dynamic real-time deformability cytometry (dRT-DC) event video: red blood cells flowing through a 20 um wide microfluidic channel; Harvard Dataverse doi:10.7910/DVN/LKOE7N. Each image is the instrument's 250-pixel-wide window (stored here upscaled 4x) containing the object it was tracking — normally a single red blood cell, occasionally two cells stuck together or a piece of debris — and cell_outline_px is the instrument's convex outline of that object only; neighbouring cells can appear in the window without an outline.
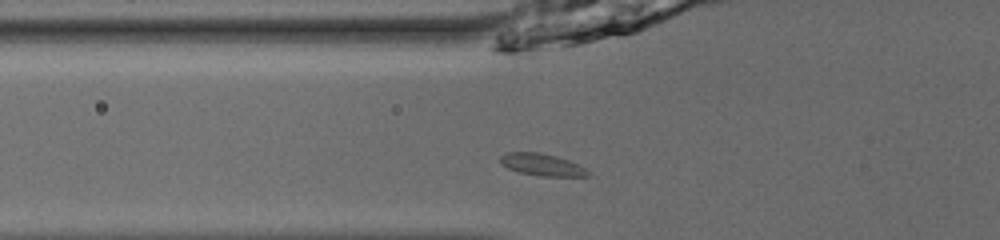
{"species": "common noctule bat (a hibernating species)", "species_latin": "Nyctalus noctula", "temperature_condition": "room temperature", "stored_images_in_passage": 34, "camera_frame_rate_fps": 3000, "um_per_image_px": 0.085, "animal": {"sex": "male", "body_mass_g": 13.0, "forearm_length_mm": 53.1}, "frame": {"image": 1, "passage_image": 2, "time_ms": 0.333, "image_size_px": [1000, 240], "cell_outline_px": [[592, 176], [540, 176], [520, 172], [508, 168], [500, 164], [500, 156], [508, 152], [540, 152], [556, 156], [568, 160], [584, 168]], "centroid_in_image_um": [46.03, 13.99], "position_along_channel_um": 79.8, "area_um2": 11.16}}
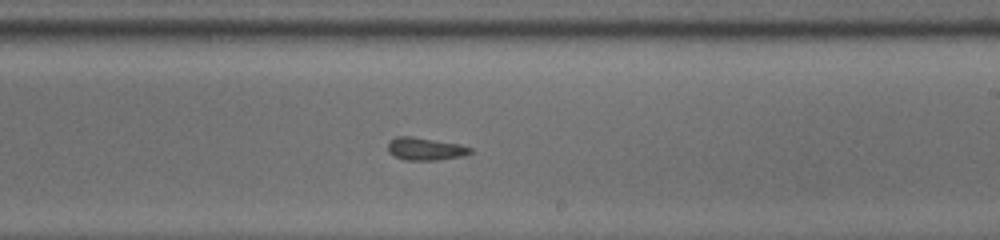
{"frame": {"image": 2, "passage_image": 15, "time_ms": 4.667, "image_size_px": [1000, 240], "cell_outline_px": [[472, 152], [460, 156], [436, 160], [404, 160], [388, 152], [388, 144], [396, 136], [412, 136], [460, 144], [472, 148]], "centroid_in_image_um": [36.14, 12.65], "position_along_channel_um": 252.9, "area_um2": 10.75}}
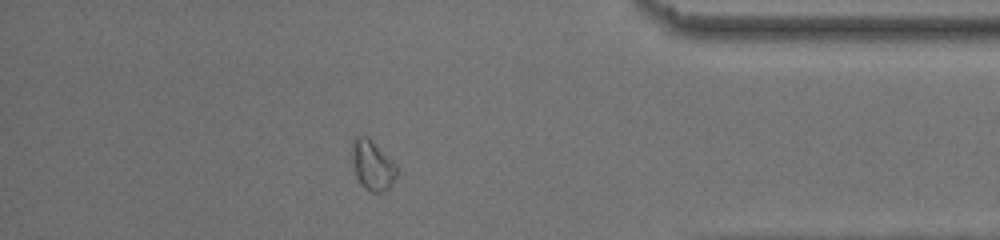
{"frame": {"image": 3, "passage_image": 28, "time_ms": 9.0, "image_size_px": [1000, 240], "cell_outline_px": [[396, 176], [392, 184], [384, 192], [372, 192], [364, 188], [360, 184], [356, 176], [352, 164], [352, 140], [356, 136], [368, 136], [396, 164]], "centroid_in_image_um": [31.64, 14.04], "position_along_channel_um": 403.6, "area_um2": 13.06}, "authors_computed_cell_mechanics": {"area_um2": 10.8664, "velocity_mm_per_s": 3.9699, "shape_relaxation_time_tau1_ms": null, "shape_relaxation_time_tau2_ms": 2.5993, "deformation_change_tau1": null, "deformation_change_tau2": 0.0725}}